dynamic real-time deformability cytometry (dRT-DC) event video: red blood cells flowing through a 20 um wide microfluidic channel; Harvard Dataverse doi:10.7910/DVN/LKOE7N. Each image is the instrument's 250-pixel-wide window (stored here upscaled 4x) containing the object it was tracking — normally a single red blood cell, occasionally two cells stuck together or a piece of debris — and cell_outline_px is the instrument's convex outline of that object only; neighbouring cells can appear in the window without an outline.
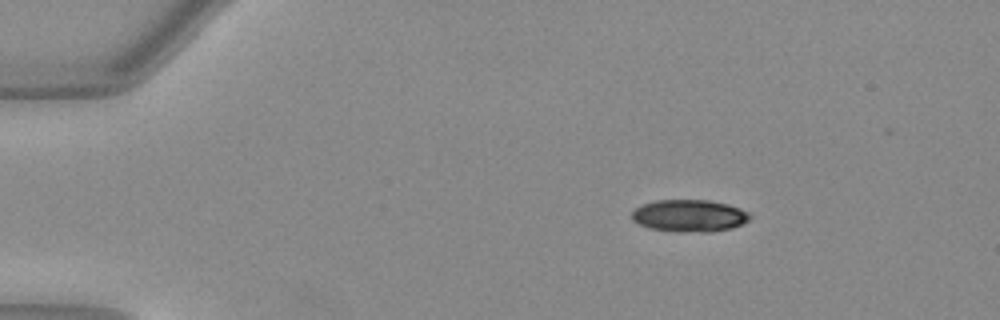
{"species": "Egyptian fruit bat (a non-hibernating species)", "species_latin": "Rousettus aegyptiacus", "temperature_condition": "warm", "stored_images_in_passage": 44, "camera_frame_rate_fps": 3000, "um_per_image_px": 0.085, "animal": {"sex": "female"}, "frame": {"image": 1, "passage_image": 1, "time_ms": 0.0, "image_size_px": [1000, 320], "cell_outline_px": [[752, 216], [748, 220], [732, 228], [712, 232], [676, 232], [648, 228], [632, 220], [632, 212], [636, 208], [644, 204], [656, 200], [708, 200], [728, 204], [740, 208], [748, 212]], "centroid_in_image_um": [58.6, 18.34], "position_along_channel_um": 26.4, "area_um2": 22.2}}
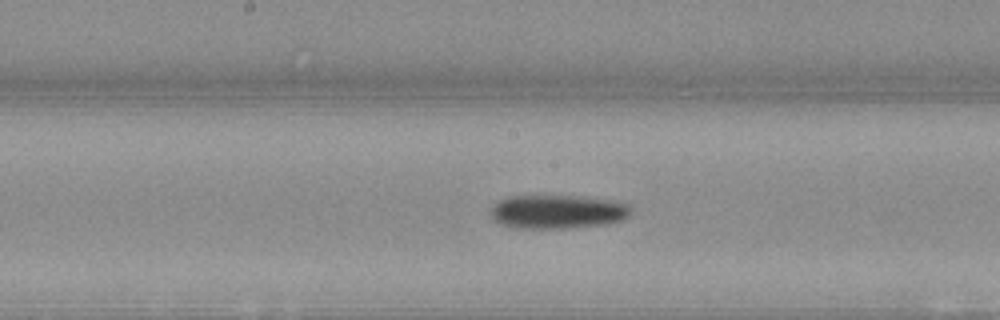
{"frame": {"image": 2, "passage_image": 20, "time_ms": 6.333, "image_size_px": [1000, 320], "cell_outline_px": [[632, 212], [628, 216], [620, 220], [604, 224], [564, 228], [520, 228], [500, 224], [492, 216], [492, 208], [500, 200], [508, 196], [584, 196], [616, 200], [632, 208]], "centroid_in_image_um": [47.43, 17.98], "position_along_channel_um": 200.8, "area_um2": 27.4}}
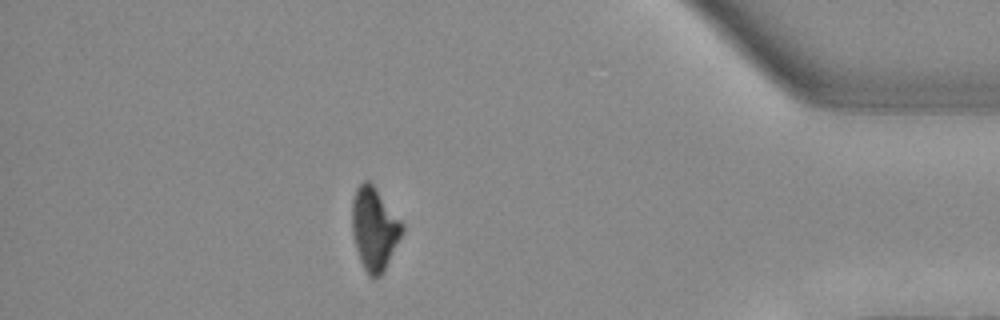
{"frame": {"image": 3, "passage_image": 38, "time_ms": 12.333, "image_size_px": [1000, 320], "cell_outline_px": [[404, 232], [380, 276], [368, 276], [360, 260], [356, 248], [352, 232], [352, 200], [356, 188], [364, 180], [368, 180], [376, 188], [404, 224]], "centroid_in_image_um": [31.82, 19.41], "position_along_channel_um": 403.4, "area_um2": 23.99}, "authors_computed_cell_mechanics": {"area_um2": 25.2875, "velocity_mm_per_s": 4.0127, "shape_relaxation_time_tau1_ms": 6.9439, "shape_relaxation_time_tau2_ms": null, "deformation_change_tau1": 0.1905, "deformation_change_tau2": null}}